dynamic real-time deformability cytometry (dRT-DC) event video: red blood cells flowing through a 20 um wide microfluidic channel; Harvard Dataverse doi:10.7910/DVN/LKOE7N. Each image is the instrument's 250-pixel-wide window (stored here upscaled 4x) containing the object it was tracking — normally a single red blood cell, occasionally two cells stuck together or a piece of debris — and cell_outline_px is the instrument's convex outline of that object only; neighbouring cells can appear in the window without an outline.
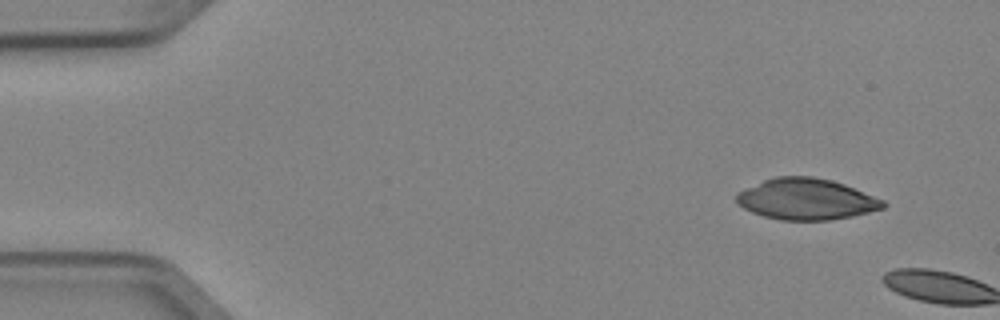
{"species": "Egyptian fruit bat (a non-hibernating species)", "species_latin": "Rousettus aegyptiacus", "temperature_condition": "cold", "stored_images_in_passage": 2, "camera_frame_rate_fps": 3000, "um_per_image_px": 0.085, "animal": {"sex": "female"}, "frame": {"image": 1, "passage_image": 1, "time_ms": 0.0, "image_size_px": [1000, 320], "cell_outline_px": [[888, 204], [884, 208], [852, 216], [828, 220], [780, 220], [764, 216], [752, 212], [744, 208], [736, 200], [736, 192], [764, 180], [776, 176], [812, 176], [832, 180], [844, 184], [884, 200]], "centroid_in_image_um": [68.54, 16.92], "position_along_channel_um": 16.5, "area_um2": 35.08}}